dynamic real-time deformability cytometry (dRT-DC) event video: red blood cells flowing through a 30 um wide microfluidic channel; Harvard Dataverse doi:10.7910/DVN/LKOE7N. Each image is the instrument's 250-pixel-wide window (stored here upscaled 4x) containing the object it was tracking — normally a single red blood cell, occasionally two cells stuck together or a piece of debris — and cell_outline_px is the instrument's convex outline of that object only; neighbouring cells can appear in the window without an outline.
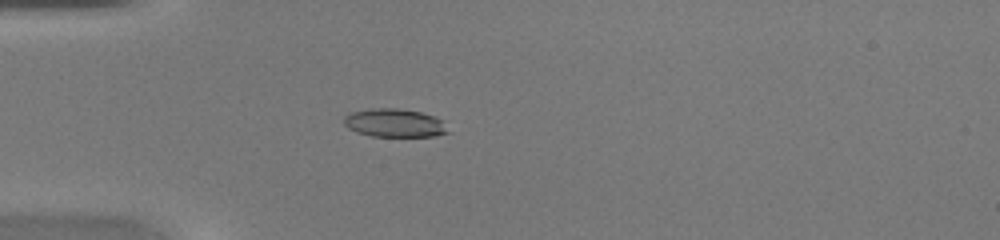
{"species": "common noctule bat (a hibernating species)", "species_latin": "Nyctalus noctula", "temperature_condition": "warm", "stored_images_in_passage": 41, "camera_frame_rate_fps": 3000, "um_per_image_px": 0.085, "animal": {"sex": "female", "body_mass_g": 20.0, "forearm_length_mm": 54.0}, "frame": {"image": 1, "passage_image": 7, "time_ms": 2.0, "image_size_px": [1000, 240], "cell_outline_px": [[448, 132], [436, 136], [372, 136], [356, 132], [348, 128], [344, 124], [344, 116], [348, 112], [372, 108], [396, 108], [420, 112], [444, 120]], "centroid_in_image_um": [33.5, 10.44], "position_along_channel_um": 51.5, "area_um2": 17.22}}
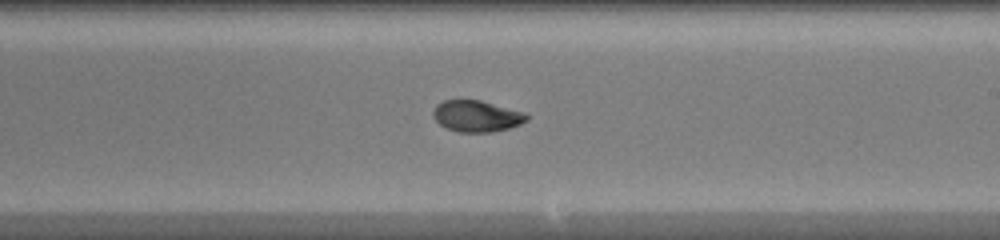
{"frame": {"image": 2, "passage_image": 22, "time_ms": 7.0, "image_size_px": [1000, 240], "cell_outline_px": [[528, 120], [520, 124], [508, 128], [492, 132], [456, 132], [440, 124], [432, 116], [432, 112], [436, 104], [444, 100], [480, 100], [528, 112]], "centroid_in_image_um": [40.54, 9.86], "position_along_channel_um": 248.5, "area_um2": 17.28}}
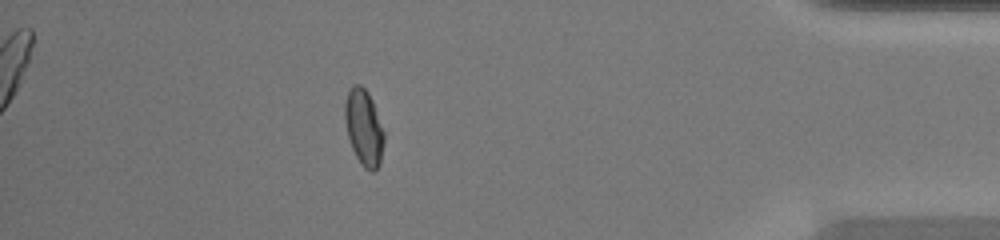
{"frame": {"image": 3, "passage_image": 36, "time_ms": 11.667, "image_size_px": [1000, 240], "cell_outline_px": [[384, 144], [380, 164], [372, 172], [364, 168], [360, 164], [352, 148], [348, 136], [344, 120], [344, 104], [348, 92], [352, 84], [360, 84], [368, 92], [372, 100], [384, 132]], "centroid_in_image_um": [30.92, 10.84], "position_along_channel_um": 404.3, "area_um2": 17.46}, "authors_computed_cell_mechanics": {"area_um2": 17.2244, "velocity_mm_per_s": 4.2401, "shape_relaxation_time_tau1_ms": 7.9876, "shape_relaxation_time_tau2_ms": 1.6528, "deformation_change_tau1": 0.2543, "deformation_change_tau2": 0.0527}}